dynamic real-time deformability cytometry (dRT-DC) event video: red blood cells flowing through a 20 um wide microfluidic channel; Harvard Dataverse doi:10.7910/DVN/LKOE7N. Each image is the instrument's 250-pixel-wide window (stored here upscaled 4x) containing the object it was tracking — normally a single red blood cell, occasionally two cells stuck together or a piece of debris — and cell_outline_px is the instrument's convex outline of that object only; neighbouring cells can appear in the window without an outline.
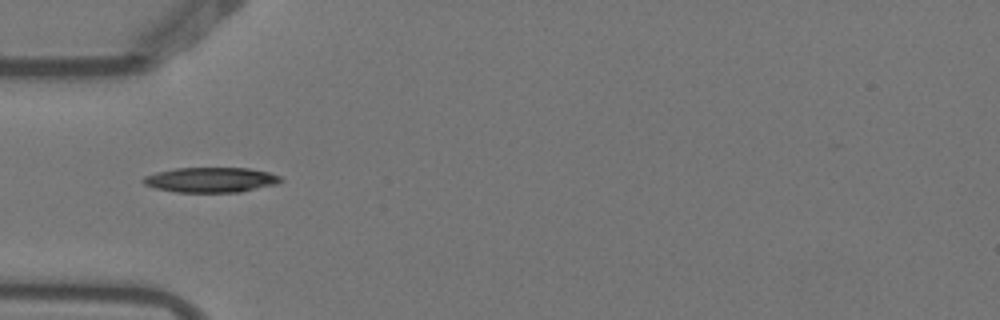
{"species": "Egyptian fruit bat (a non-hibernating species)", "species_latin": "Rousettus aegyptiacus", "temperature_condition": "warm", "stored_images_in_passage": 6, "camera_frame_rate_fps": 3000, "um_per_image_px": 0.085, "animal": {"sex": "female"}, "frame": {"image": 1, "passage_image": 4, "time_ms": 1.0, "image_size_px": [1000, 320], "cell_outline_px": [[284, 180], [276, 184], [240, 192], [176, 192], [156, 188], [144, 184], [140, 180], [144, 176], [156, 172], [176, 168], [248, 168], [268, 172], [280, 176]], "centroid_in_image_um": [17.91, 15.28], "position_along_channel_um": 67.1, "area_um2": 20.06}}
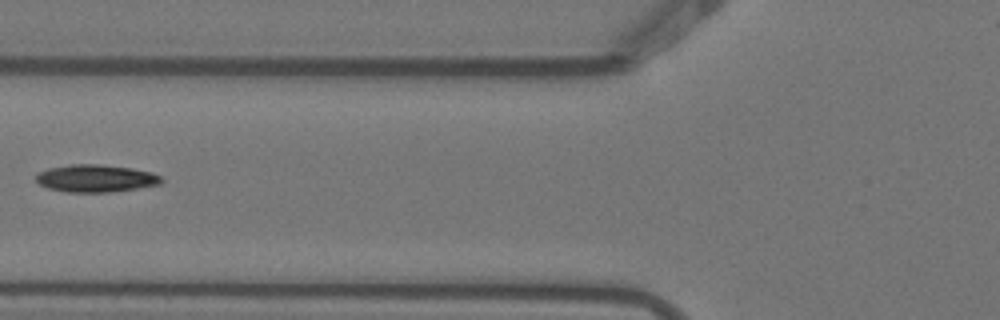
{"frame": {"image": 2, "passage_image": 5, "time_ms": 1.333, "image_size_px": [1000, 320], "cell_outline_px": [[164, 180], [160, 184], [136, 188], [108, 192], [64, 192], [48, 188], [40, 184], [36, 180], [36, 176], [40, 172], [48, 168], [72, 164], [100, 164], [132, 168], [152, 172], [160, 176]], "centroid_in_image_um": [8.14, 15.15], "position_along_channel_um": 117.7, "area_um2": 20.0}}
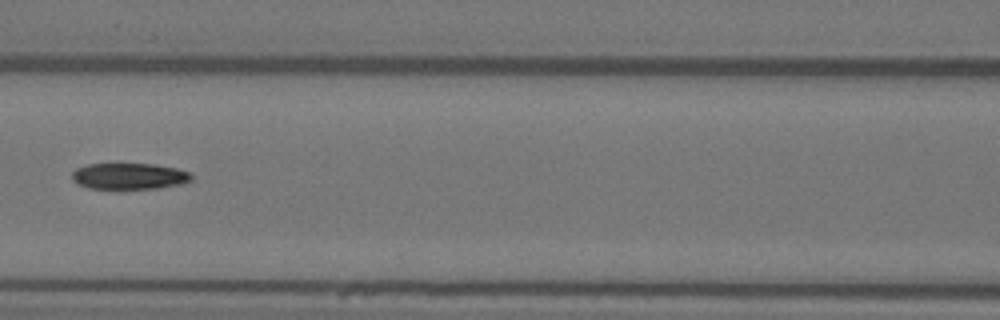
{"frame": {"image": 3, "passage_image": 6, "time_ms": 1.667, "image_size_px": [1000, 320], "cell_outline_px": [[192, 180], [184, 184], [160, 188], [88, 188], [72, 180], [72, 172], [76, 168], [88, 164], [116, 160], [156, 164], [176, 168], [192, 172]], "centroid_in_image_um": [11.0, 14.91], "position_along_channel_um": 155.6, "area_um2": 19.31}}